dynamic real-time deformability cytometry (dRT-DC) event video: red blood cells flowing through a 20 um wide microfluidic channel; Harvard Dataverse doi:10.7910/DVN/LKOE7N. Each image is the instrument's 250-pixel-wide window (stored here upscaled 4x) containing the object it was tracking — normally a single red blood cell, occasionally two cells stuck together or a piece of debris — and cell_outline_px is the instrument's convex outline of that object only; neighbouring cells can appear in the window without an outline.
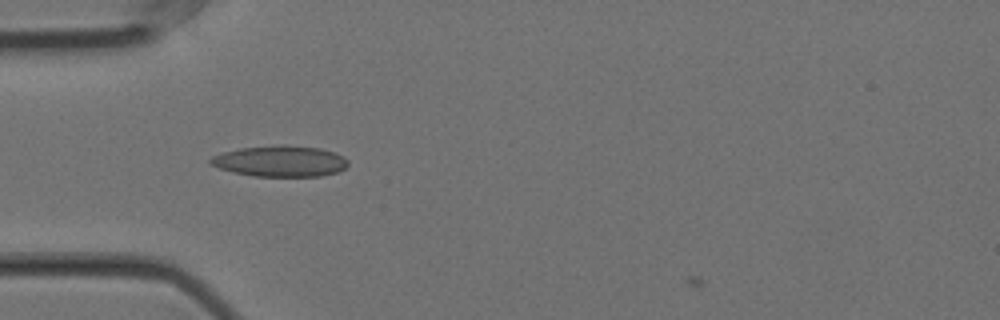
{"species": "Egyptian fruit bat (a non-hibernating species)", "species_latin": "Rousettus aegyptiacus", "temperature_condition": "cold", "stored_images_in_passage": 42, "camera_frame_rate_fps": 3000, "um_per_image_px": 0.085, "animal": {"sex": "female"}, "frame": {"image": 1, "passage_image": 3, "time_ms": 0.667, "image_size_px": [1000, 320], "cell_outline_px": [[348, 164], [340, 172], [320, 176], [252, 176], [232, 172], [208, 164], [208, 160], [212, 156], [224, 152], [240, 148], [320, 148], [344, 156], [348, 160]], "centroid_in_image_um": [23.81, 13.76], "position_along_channel_um": 61.2, "area_um2": 23.87}}
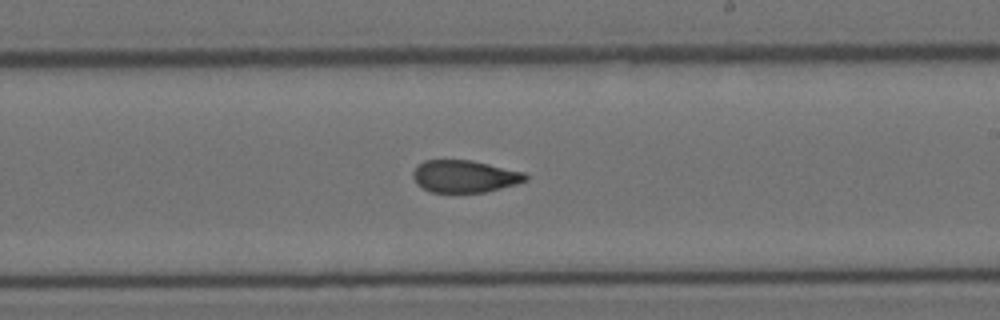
{"frame": {"image": 2, "passage_image": 19, "time_ms": 6.0, "image_size_px": [1000, 320], "cell_outline_px": [[528, 180], [516, 184], [484, 192], [432, 192], [416, 184], [412, 176], [412, 172], [424, 160], [472, 160], [524, 172], [528, 176]], "centroid_in_image_um": [39.49, 14.98], "position_along_channel_um": 249.5, "area_um2": 21.04}}
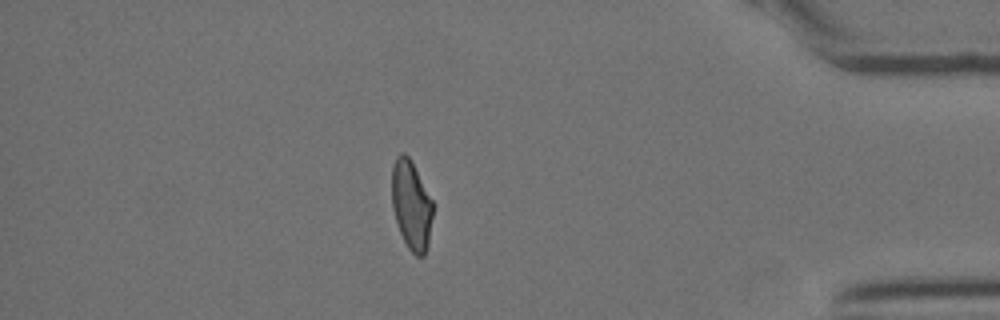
{"frame": {"image": 3, "passage_image": 35, "time_ms": 11.333, "image_size_px": [1000, 320], "cell_outline_px": [[432, 216], [428, 244], [424, 256], [416, 256], [408, 248], [400, 232], [392, 208], [392, 164], [396, 156], [400, 152], [404, 152], [408, 156], [432, 200]], "centroid_in_image_um": [34.94, 17.43], "position_along_channel_um": 400.3, "area_um2": 21.04}, "authors_computed_cell_mechanics": {"area_um2": 21.9062, "velocity_mm_per_s": 3.5524, "shape_relaxation_time_tau1_ms": 10.0829, "shape_relaxation_time_tau2_ms": 2.1779, "deformation_change_tau1": 0.1987, "deformation_change_tau2": 0.0809}}